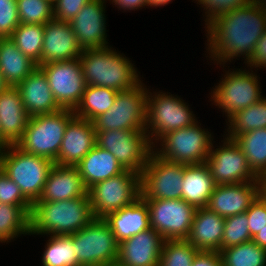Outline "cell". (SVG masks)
Wrapping results in <instances>:
<instances>
[{
  "label": "cell",
  "mask_w": 266,
  "mask_h": 266,
  "mask_svg": "<svg viewBox=\"0 0 266 266\" xmlns=\"http://www.w3.org/2000/svg\"><path fill=\"white\" fill-rule=\"evenodd\" d=\"M253 70L235 69L227 71L211 92L212 104L222 109L227 120L241 109H245L260 101L261 86L257 74Z\"/></svg>",
  "instance_id": "cell-10"
},
{
  "label": "cell",
  "mask_w": 266,
  "mask_h": 266,
  "mask_svg": "<svg viewBox=\"0 0 266 266\" xmlns=\"http://www.w3.org/2000/svg\"><path fill=\"white\" fill-rule=\"evenodd\" d=\"M18 18L22 24H42L54 19L50 0H17Z\"/></svg>",
  "instance_id": "cell-38"
},
{
  "label": "cell",
  "mask_w": 266,
  "mask_h": 266,
  "mask_svg": "<svg viewBox=\"0 0 266 266\" xmlns=\"http://www.w3.org/2000/svg\"><path fill=\"white\" fill-rule=\"evenodd\" d=\"M234 141L245 154L250 169L261 179L266 174V128L240 134Z\"/></svg>",
  "instance_id": "cell-32"
},
{
  "label": "cell",
  "mask_w": 266,
  "mask_h": 266,
  "mask_svg": "<svg viewBox=\"0 0 266 266\" xmlns=\"http://www.w3.org/2000/svg\"><path fill=\"white\" fill-rule=\"evenodd\" d=\"M172 0H147V5L150 7H157L164 6L170 3Z\"/></svg>",
  "instance_id": "cell-49"
},
{
  "label": "cell",
  "mask_w": 266,
  "mask_h": 266,
  "mask_svg": "<svg viewBox=\"0 0 266 266\" xmlns=\"http://www.w3.org/2000/svg\"><path fill=\"white\" fill-rule=\"evenodd\" d=\"M262 182L215 185L207 208L223 218L245 213L260 194Z\"/></svg>",
  "instance_id": "cell-20"
},
{
  "label": "cell",
  "mask_w": 266,
  "mask_h": 266,
  "mask_svg": "<svg viewBox=\"0 0 266 266\" xmlns=\"http://www.w3.org/2000/svg\"><path fill=\"white\" fill-rule=\"evenodd\" d=\"M29 115L16 86H8L0 93L1 148L16 145L24 135Z\"/></svg>",
  "instance_id": "cell-21"
},
{
  "label": "cell",
  "mask_w": 266,
  "mask_h": 266,
  "mask_svg": "<svg viewBox=\"0 0 266 266\" xmlns=\"http://www.w3.org/2000/svg\"><path fill=\"white\" fill-rule=\"evenodd\" d=\"M53 165L50 159L27 153L17 145H7L0 155V168L19 186L32 205L41 197Z\"/></svg>",
  "instance_id": "cell-4"
},
{
  "label": "cell",
  "mask_w": 266,
  "mask_h": 266,
  "mask_svg": "<svg viewBox=\"0 0 266 266\" xmlns=\"http://www.w3.org/2000/svg\"><path fill=\"white\" fill-rule=\"evenodd\" d=\"M105 3V0H90L69 22L82 50L109 47Z\"/></svg>",
  "instance_id": "cell-17"
},
{
  "label": "cell",
  "mask_w": 266,
  "mask_h": 266,
  "mask_svg": "<svg viewBox=\"0 0 266 266\" xmlns=\"http://www.w3.org/2000/svg\"><path fill=\"white\" fill-rule=\"evenodd\" d=\"M37 66L19 50L9 37L0 38V72L8 86H17Z\"/></svg>",
  "instance_id": "cell-29"
},
{
  "label": "cell",
  "mask_w": 266,
  "mask_h": 266,
  "mask_svg": "<svg viewBox=\"0 0 266 266\" xmlns=\"http://www.w3.org/2000/svg\"><path fill=\"white\" fill-rule=\"evenodd\" d=\"M9 38L26 57L42 65L44 25L20 23Z\"/></svg>",
  "instance_id": "cell-34"
},
{
  "label": "cell",
  "mask_w": 266,
  "mask_h": 266,
  "mask_svg": "<svg viewBox=\"0 0 266 266\" xmlns=\"http://www.w3.org/2000/svg\"><path fill=\"white\" fill-rule=\"evenodd\" d=\"M97 144L92 121L74 116L67 124L54 164L76 167Z\"/></svg>",
  "instance_id": "cell-18"
},
{
  "label": "cell",
  "mask_w": 266,
  "mask_h": 266,
  "mask_svg": "<svg viewBox=\"0 0 266 266\" xmlns=\"http://www.w3.org/2000/svg\"><path fill=\"white\" fill-rule=\"evenodd\" d=\"M253 1L266 11V0H253Z\"/></svg>",
  "instance_id": "cell-52"
},
{
  "label": "cell",
  "mask_w": 266,
  "mask_h": 266,
  "mask_svg": "<svg viewBox=\"0 0 266 266\" xmlns=\"http://www.w3.org/2000/svg\"><path fill=\"white\" fill-rule=\"evenodd\" d=\"M27 114L31 116L51 114L61 110L57 104L43 70L37 68L16 86Z\"/></svg>",
  "instance_id": "cell-23"
},
{
  "label": "cell",
  "mask_w": 266,
  "mask_h": 266,
  "mask_svg": "<svg viewBox=\"0 0 266 266\" xmlns=\"http://www.w3.org/2000/svg\"><path fill=\"white\" fill-rule=\"evenodd\" d=\"M19 24L17 0H0V38L10 37Z\"/></svg>",
  "instance_id": "cell-42"
},
{
  "label": "cell",
  "mask_w": 266,
  "mask_h": 266,
  "mask_svg": "<svg viewBox=\"0 0 266 266\" xmlns=\"http://www.w3.org/2000/svg\"><path fill=\"white\" fill-rule=\"evenodd\" d=\"M205 11V27L220 15L242 8L253 0H196Z\"/></svg>",
  "instance_id": "cell-40"
},
{
  "label": "cell",
  "mask_w": 266,
  "mask_h": 266,
  "mask_svg": "<svg viewBox=\"0 0 266 266\" xmlns=\"http://www.w3.org/2000/svg\"><path fill=\"white\" fill-rule=\"evenodd\" d=\"M223 145L215 149L212 143L206 164L216 185L239 184L243 182H261L250 169L246 156L240 146L227 137ZM214 148V149H213Z\"/></svg>",
  "instance_id": "cell-15"
},
{
  "label": "cell",
  "mask_w": 266,
  "mask_h": 266,
  "mask_svg": "<svg viewBox=\"0 0 266 266\" xmlns=\"http://www.w3.org/2000/svg\"><path fill=\"white\" fill-rule=\"evenodd\" d=\"M165 239L153 228L139 232L119 243L120 266H159Z\"/></svg>",
  "instance_id": "cell-19"
},
{
  "label": "cell",
  "mask_w": 266,
  "mask_h": 266,
  "mask_svg": "<svg viewBox=\"0 0 266 266\" xmlns=\"http://www.w3.org/2000/svg\"><path fill=\"white\" fill-rule=\"evenodd\" d=\"M260 195L266 200V183H262L260 189Z\"/></svg>",
  "instance_id": "cell-51"
},
{
  "label": "cell",
  "mask_w": 266,
  "mask_h": 266,
  "mask_svg": "<svg viewBox=\"0 0 266 266\" xmlns=\"http://www.w3.org/2000/svg\"><path fill=\"white\" fill-rule=\"evenodd\" d=\"M225 218L207 207L197 208L187 241L198 251L222 250Z\"/></svg>",
  "instance_id": "cell-25"
},
{
  "label": "cell",
  "mask_w": 266,
  "mask_h": 266,
  "mask_svg": "<svg viewBox=\"0 0 266 266\" xmlns=\"http://www.w3.org/2000/svg\"><path fill=\"white\" fill-rule=\"evenodd\" d=\"M69 236L80 266H105L117 262L119 243L104 218H93Z\"/></svg>",
  "instance_id": "cell-9"
},
{
  "label": "cell",
  "mask_w": 266,
  "mask_h": 266,
  "mask_svg": "<svg viewBox=\"0 0 266 266\" xmlns=\"http://www.w3.org/2000/svg\"><path fill=\"white\" fill-rule=\"evenodd\" d=\"M94 218L89 195L63 201H37L30 213V235H72Z\"/></svg>",
  "instance_id": "cell-2"
},
{
  "label": "cell",
  "mask_w": 266,
  "mask_h": 266,
  "mask_svg": "<svg viewBox=\"0 0 266 266\" xmlns=\"http://www.w3.org/2000/svg\"><path fill=\"white\" fill-rule=\"evenodd\" d=\"M207 52L213 63H225L240 57L246 62L266 30V11L252 1L215 18L206 27Z\"/></svg>",
  "instance_id": "cell-1"
},
{
  "label": "cell",
  "mask_w": 266,
  "mask_h": 266,
  "mask_svg": "<svg viewBox=\"0 0 266 266\" xmlns=\"http://www.w3.org/2000/svg\"><path fill=\"white\" fill-rule=\"evenodd\" d=\"M42 254L43 266H80L70 236L49 235Z\"/></svg>",
  "instance_id": "cell-35"
},
{
  "label": "cell",
  "mask_w": 266,
  "mask_h": 266,
  "mask_svg": "<svg viewBox=\"0 0 266 266\" xmlns=\"http://www.w3.org/2000/svg\"><path fill=\"white\" fill-rule=\"evenodd\" d=\"M74 116V110L71 109L31 116L22 139L16 145L27 153L55 162L66 126Z\"/></svg>",
  "instance_id": "cell-5"
},
{
  "label": "cell",
  "mask_w": 266,
  "mask_h": 266,
  "mask_svg": "<svg viewBox=\"0 0 266 266\" xmlns=\"http://www.w3.org/2000/svg\"><path fill=\"white\" fill-rule=\"evenodd\" d=\"M262 183H266V174L261 178Z\"/></svg>",
  "instance_id": "cell-53"
},
{
  "label": "cell",
  "mask_w": 266,
  "mask_h": 266,
  "mask_svg": "<svg viewBox=\"0 0 266 266\" xmlns=\"http://www.w3.org/2000/svg\"><path fill=\"white\" fill-rule=\"evenodd\" d=\"M246 213L225 218L222 249L252 240Z\"/></svg>",
  "instance_id": "cell-39"
},
{
  "label": "cell",
  "mask_w": 266,
  "mask_h": 266,
  "mask_svg": "<svg viewBox=\"0 0 266 266\" xmlns=\"http://www.w3.org/2000/svg\"><path fill=\"white\" fill-rule=\"evenodd\" d=\"M88 194L94 218H104L141 197L140 174L125 170L94 184L88 189Z\"/></svg>",
  "instance_id": "cell-11"
},
{
  "label": "cell",
  "mask_w": 266,
  "mask_h": 266,
  "mask_svg": "<svg viewBox=\"0 0 266 266\" xmlns=\"http://www.w3.org/2000/svg\"><path fill=\"white\" fill-rule=\"evenodd\" d=\"M191 266H223L221 256L216 251H198Z\"/></svg>",
  "instance_id": "cell-46"
},
{
  "label": "cell",
  "mask_w": 266,
  "mask_h": 266,
  "mask_svg": "<svg viewBox=\"0 0 266 266\" xmlns=\"http://www.w3.org/2000/svg\"><path fill=\"white\" fill-rule=\"evenodd\" d=\"M245 64H247V67H250V70L253 68L255 70H258V68L263 69V67L266 69V30L256 43L252 56Z\"/></svg>",
  "instance_id": "cell-45"
},
{
  "label": "cell",
  "mask_w": 266,
  "mask_h": 266,
  "mask_svg": "<svg viewBox=\"0 0 266 266\" xmlns=\"http://www.w3.org/2000/svg\"><path fill=\"white\" fill-rule=\"evenodd\" d=\"M252 240L261 248L266 250V226L263 227L254 237H252Z\"/></svg>",
  "instance_id": "cell-48"
},
{
  "label": "cell",
  "mask_w": 266,
  "mask_h": 266,
  "mask_svg": "<svg viewBox=\"0 0 266 266\" xmlns=\"http://www.w3.org/2000/svg\"><path fill=\"white\" fill-rule=\"evenodd\" d=\"M105 266H120V265H118L117 263H115V264H110V265H105Z\"/></svg>",
  "instance_id": "cell-54"
},
{
  "label": "cell",
  "mask_w": 266,
  "mask_h": 266,
  "mask_svg": "<svg viewBox=\"0 0 266 266\" xmlns=\"http://www.w3.org/2000/svg\"><path fill=\"white\" fill-rule=\"evenodd\" d=\"M89 195L77 167L54 164L38 201H63Z\"/></svg>",
  "instance_id": "cell-24"
},
{
  "label": "cell",
  "mask_w": 266,
  "mask_h": 266,
  "mask_svg": "<svg viewBox=\"0 0 266 266\" xmlns=\"http://www.w3.org/2000/svg\"><path fill=\"white\" fill-rule=\"evenodd\" d=\"M148 89L140 82L120 91L112 107L92 120L94 130H146Z\"/></svg>",
  "instance_id": "cell-8"
},
{
  "label": "cell",
  "mask_w": 266,
  "mask_h": 266,
  "mask_svg": "<svg viewBox=\"0 0 266 266\" xmlns=\"http://www.w3.org/2000/svg\"><path fill=\"white\" fill-rule=\"evenodd\" d=\"M96 141V145L114 155L125 170L139 174L145 168L153 151L145 130L97 131Z\"/></svg>",
  "instance_id": "cell-12"
},
{
  "label": "cell",
  "mask_w": 266,
  "mask_h": 266,
  "mask_svg": "<svg viewBox=\"0 0 266 266\" xmlns=\"http://www.w3.org/2000/svg\"><path fill=\"white\" fill-rule=\"evenodd\" d=\"M32 207H19L0 203V242L14 240L15 237L30 235V213ZM22 234V235H21Z\"/></svg>",
  "instance_id": "cell-30"
},
{
  "label": "cell",
  "mask_w": 266,
  "mask_h": 266,
  "mask_svg": "<svg viewBox=\"0 0 266 266\" xmlns=\"http://www.w3.org/2000/svg\"><path fill=\"white\" fill-rule=\"evenodd\" d=\"M90 0H57L54 2V19L70 22Z\"/></svg>",
  "instance_id": "cell-44"
},
{
  "label": "cell",
  "mask_w": 266,
  "mask_h": 266,
  "mask_svg": "<svg viewBox=\"0 0 266 266\" xmlns=\"http://www.w3.org/2000/svg\"><path fill=\"white\" fill-rule=\"evenodd\" d=\"M82 51L69 22L52 19L44 24L42 65L77 59Z\"/></svg>",
  "instance_id": "cell-22"
},
{
  "label": "cell",
  "mask_w": 266,
  "mask_h": 266,
  "mask_svg": "<svg viewBox=\"0 0 266 266\" xmlns=\"http://www.w3.org/2000/svg\"><path fill=\"white\" fill-rule=\"evenodd\" d=\"M0 203L19 207H32L19 186L0 168Z\"/></svg>",
  "instance_id": "cell-41"
},
{
  "label": "cell",
  "mask_w": 266,
  "mask_h": 266,
  "mask_svg": "<svg viewBox=\"0 0 266 266\" xmlns=\"http://www.w3.org/2000/svg\"><path fill=\"white\" fill-rule=\"evenodd\" d=\"M223 266H266V250L253 240L219 251Z\"/></svg>",
  "instance_id": "cell-36"
},
{
  "label": "cell",
  "mask_w": 266,
  "mask_h": 266,
  "mask_svg": "<svg viewBox=\"0 0 266 266\" xmlns=\"http://www.w3.org/2000/svg\"><path fill=\"white\" fill-rule=\"evenodd\" d=\"M8 87V84L4 81L3 75L0 72V93L3 92Z\"/></svg>",
  "instance_id": "cell-50"
},
{
  "label": "cell",
  "mask_w": 266,
  "mask_h": 266,
  "mask_svg": "<svg viewBox=\"0 0 266 266\" xmlns=\"http://www.w3.org/2000/svg\"><path fill=\"white\" fill-rule=\"evenodd\" d=\"M150 227L165 240L187 239L196 208L181 199L145 200Z\"/></svg>",
  "instance_id": "cell-14"
},
{
  "label": "cell",
  "mask_w": 266,
  "mask_h": 266,
  "mask_svg": "<svg viewBox=\"0 0 266 266\" xmlns=\"http://www.w3.org/2000/svg\"><path fill=\"white\" fill-rule=\"evenodd\" d=\"M215 183L206 163L184 164L181 198L193 207H206Z\"/></svg>",
  "instance_id": "cell-27"
},
{
  "label": "cell",
  "mask_w": 266,
  "mask_h": 266,
  "mask_svg": "<svg viewBox=\"0 0 266 266\" xmlns=\"http://www.w3.org/2000/svg\"><path fill=\"white\" fill-rule=\"evenodd\" d=\"M117 93L111 88L87 85L81 102L74 110L75 116L92 121L112 107Z\"/></svg>",
  "instance_id": "cell-31"
},
{
  "label": "cell",
  "mask_w": 266,
  "mask_h": 266,
  "mask_svg": "<svg viewBox=\"0 0 266 266\" xmlns=\"http://www.w3.org/2000/svg\"><path fill=\"white\" fill-rule=\"evenodd\" d=\"M184 164L164 160L151 152L140 174L144 200L181 199Z\"/></svg>",
  "instance_id": "cell-13"
},
{
  "label": "cell",
  "mask_w": 266,
  "mask_h": 266,
  "mask_svg": "<svg viewBox=\"0 0 266 266\" xmlns=\"http://www.w3.org/2000/svg\"><path fill=\"white\" fill-rule=\"evenodd\" d=\"M39 67L48 79L57 104L62 109L75 110L87 86L79 58L49 62Z\"/></svg>",
  "instance_id": "cell-16"
},
{
  "label": "cell",
  "mask_w": 266,
  "mask_h": 266,
  "mask_svg": "<svg viewBox=\"0 0 266 266\" xmlns=\"http://www.w3.org/2000/svg\"><path fill=\"white\" fill-rule=\"evenodd\" d=\"M112 2L113 5H117L116 7L119 8V10L123 9L124 11L125 10H134L135 9H141L143 8L144 6H148L147 5V0H109Z\"/></svg>",
  "instance_id": "cell-47"
},
{
  "label": "cell",
  "mask_w": 266,
  "mask_h": 266,
  "mask_svg": "<svg viewBox=\"0 0 266 266\" xmlns=\"http://www.w3.org/2000/svg\"><path fill=\"white\" fill-rule=\"evenodd\" d=\"M226 123L228 128L225 136L230 140H234L240 134L266 128V97L236 112Z\"/></svg>",
  "instance_id": "cell-33"
},
{
  "label": "cell",
  "mask_w": 266,
  "mask_h": 266,
  "mask_svg": "<svg viewBox=\"0 0 266 266\" xmlns=\"http://www.w3.org/2000/svg\"><path fill=\"white\" fill-rule=\"evenodd\" d=\"M149 91L148 89L145 131L152 146L155 144L158 146L157 141L168 132L197 122V117L194 116L189 105L179 96L175 97L168 92L153 91L152 93Z\"/></svg>",
  "instance_id": "cell-6"
},
{
  "label": "cell",
  "mask_w": 266,
  "mask_h": 266,
  "mask_svg": "<svg viewBox=\"0 0 266 266\" xmlns=\"http://www.w3.org/2000/svg\"><path fill=\"white\" fill-rule=\"evenodd\" d=\"M76 167L88 189L125 171L114 155L98 145L92 148Z\"/></svg>",
  "instance_id": "cell-28"
},
{
  "label": "cell",
  "mask_w": 266,
  "mask_h": 266,
  "mask_svg": "<svg viewBox=\"0 0 266 266\" xmlns=\"http://www.w3.org/2000/svg\"><path fill=\"white\" fill-rule=\"evenodd\" d=\"M197 252L186 239L165 240L159 266H191Z\"/></svg>",
  "instance_id": "cell-37"
},
{
  "label": "cell",
  "mask_w": 266,
  "mask_h": 266,
  "mask_svg": "<svg viewBox=\"0 0 266 266\" xmlns=\"http://www.w3.org/2000/svg\"><path fill=\"white\" fill-rule=\"evenodd\" d=\"M124 54L106 48L84 49L79 57L87 85L106 87L118 92L141 82L137 68Z\"/></svg>",
  "instance_id": "cell-3"
},
{
  "label": "cell",
  "mask_w": 266,
  "mask_h": 266,
  "mask_svg": "<svg viewBox=\"0 0 266 266\" xmlns=\"http://www.w3.org/2000/svg\"><path fill=\"white\" fill-rule=\"evenodd\" d=\"M249 221V231L254 237L266 226V200L259 194L245 212Z\"/></svg>",
  "instance_id": "cell-43"
},
{
  "label": "cell",
  "mask_w": 266,
  "mask_h": 266,
  "mask_svg": "<svg viewBox=\"0 0 266 266\" xmlns=\"http://www.w3.org/2000/svg\"><path fill=\"white\" fill-rule=\"evenodd\" d=\"M206 130L197 121L188 127L168 132L157 141L161 148L153 146V152L160 158L175 163H205L214 139Z\"/></svg>",
  "instance_id": "cell-7"
},
{
  "label": "cell",
  "mask_w": 266,
  "mask_h": 266,
  "mask_svg": "<svg viewBox=\"0 0 266 266\" xmlns=\"http://www.w3.org/2000/svg\"><path fill=\"white\" fill-rule=\"evenodd\" d=\"M104 220L109 224L118 243L151 228L149 209L142 197L129 206L109 213Z\"/></svg>",
  "instance_id": "cell-26"
}]
</instances>
